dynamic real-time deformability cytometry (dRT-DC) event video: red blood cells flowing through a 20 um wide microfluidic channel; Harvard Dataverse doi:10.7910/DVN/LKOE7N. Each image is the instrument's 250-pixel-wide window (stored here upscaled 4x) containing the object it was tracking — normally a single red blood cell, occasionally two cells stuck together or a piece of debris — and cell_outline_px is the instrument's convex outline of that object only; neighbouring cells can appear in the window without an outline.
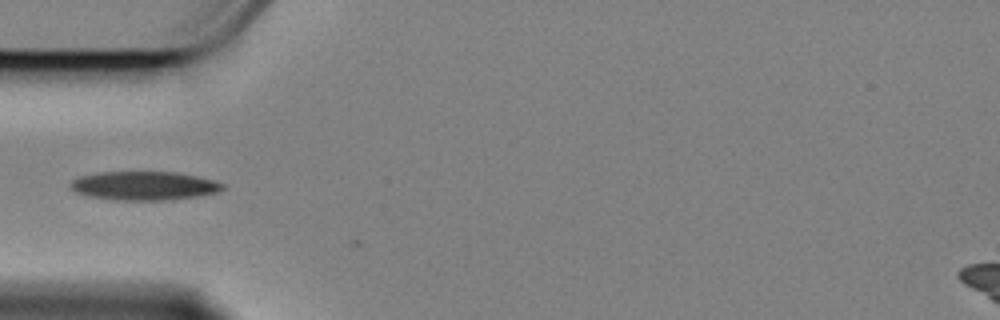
{"species": "Egyptian fruit bat (a non-hibernating species)", "species_latin": "Rousettus aegyptiacus", "temperature_condition": "cold", "stored_images_in_passage": 7, "camera_frame_rate_fps": 3000, "um_per_image_px": 0.085, "animal": {"sex": "female"}, "frame": {"image": 1, "passage_image": 4, "time_ms": 1.0, "image_size_px": [1000, 320], "cell_outline_px": [[224, 188], [220, 192], [200, 196], [172, 200], [108, 200], [88, 196], [76, 192], [68, 184], [72, 180], [80, 176], [100, 172], [176, 172], [196, 176], [212, 180], [224, 184]], "centroid_in_image_um": [12.25, 15.8], "position_along_channel_um": 72.8, "area_um2": 25.72}}